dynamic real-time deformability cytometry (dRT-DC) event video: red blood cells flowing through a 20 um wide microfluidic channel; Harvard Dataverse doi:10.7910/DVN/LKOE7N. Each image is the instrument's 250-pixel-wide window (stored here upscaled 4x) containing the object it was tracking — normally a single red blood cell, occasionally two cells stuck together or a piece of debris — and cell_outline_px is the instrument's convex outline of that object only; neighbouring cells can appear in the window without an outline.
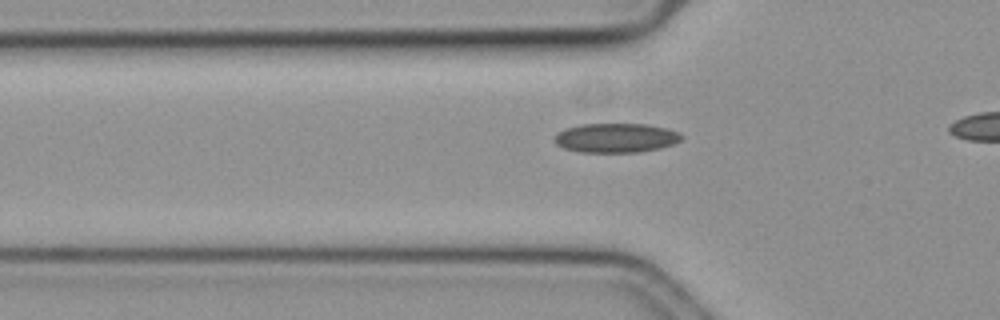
{"species": "common noctule bat (a hibernating species)", "species_latin": "Nyctalus noctula", "temperature_condition": "cold", "stored_images_in_passage": 15, "camera_frame_rate_fps": 3000, "um_per_image_px": 0.085, "animal": {"sex": "female", "body_mass_g": 19.3, "forearm_length_mm": 54.1}, "frame": {"image": 1, "passage_image": 5, "time_ms": 1.333, "image_size_px": [1000, 320], "cell_outline_px": [[684, 136], [680, 140], [672, 144], [660, 148], [640, 152], [580, 152], [564, 148], [556, 144], [552, 140], [556, 132], [564, 128], [580, 124], [648, 124], [680, 132]], "centroid_in_image_um": [52.31, 11.71], "position_along_channel_um": 73.5, "area_um2": 21.91}}
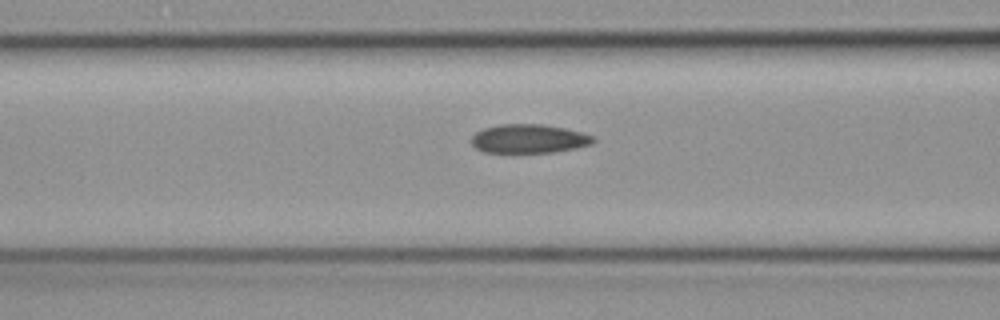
{"frame": {"image": 2, "passage_image": 9, "time_ms": 2.667, "image_size_px": [1000, 320], "cell_outline_px": [[596, 140], [592, 144], [576, 148], [552, 152], [484, 152], [476, 148], [472, 144], [472, 136], [476, 132], [484, 128], [500, 124], [540, 124], [564, 128], [580, 132], [592, 136]], "centroid_in_image_um": [44.95, 11.79], "position_along_channel_um": 121.7, "area_um2": 20.29}}
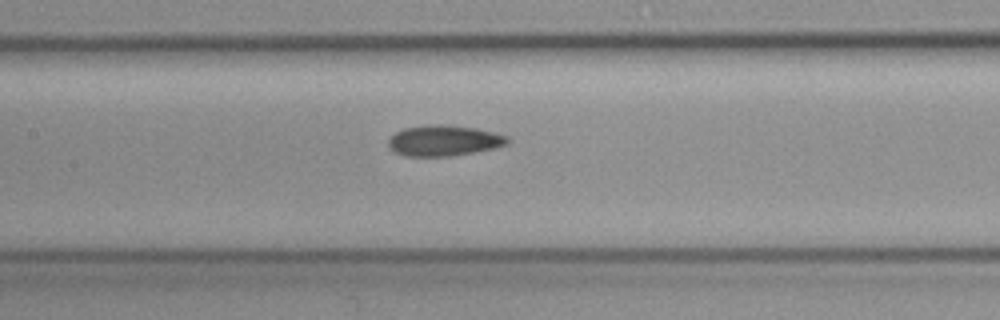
{"frame": {"image": 3, "passage_image": 13, "time_ms": 4.0, "image_size_px": [1000, 320], "cell_outline_px": [[508, 144], [496, 148], [476, 152], [452, 156], [404, 156], [396, 152], [388, 144], [388, 140], [396, 132], [404, 128], [428, 124], [440, 124], [476, 128], [508, 136]], "centroid_in_image_um": [37.75, 11.95], "position_along_channel_um": 169.6, "area_um2": 21.33}}